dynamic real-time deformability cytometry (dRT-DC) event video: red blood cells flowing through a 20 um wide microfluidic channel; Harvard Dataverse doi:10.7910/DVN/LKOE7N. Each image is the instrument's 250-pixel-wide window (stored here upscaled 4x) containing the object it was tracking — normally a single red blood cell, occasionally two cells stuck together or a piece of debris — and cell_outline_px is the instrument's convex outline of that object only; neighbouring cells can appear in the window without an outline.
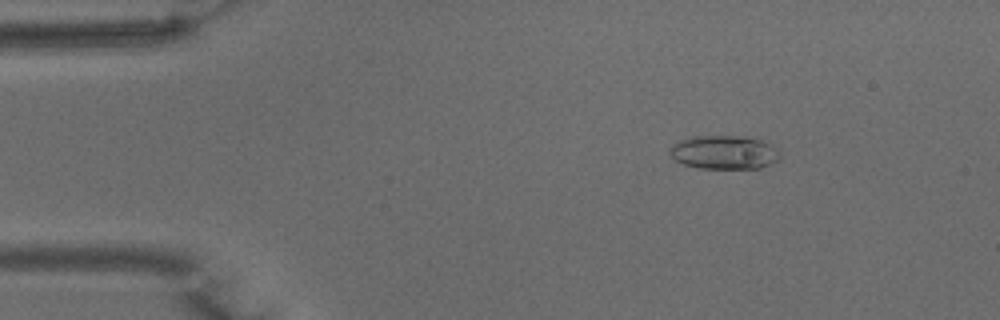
{"species": "common noctule bat (a hibernating species)", "species_latin": "Nyctalus noctula", "temperature_condition": "warm", "stored_images_in_passage": 51, "camera_frame_rate_fps": 3000, "um_per_image_px": 0.085, "animal": {"sex": "male", "body_mass_g": 15.6}, "frame": {"image": 1, "passage_image": 8, "time_ms": 2.333, "image_size_px": [1000, 320], "cell_outline_px": [[780, 156], [776, 160], [760, 168], [700, 168], [684, 164], [676, 160], [668, 152], [668, 148], [672, 144], [680, 140], [696, 136], [736, 136], [760, 140], [772, 144], [780, 152]], "centroid_in_image_um": [61.52, 12.94], "position_along_channel_um": 23.5, "area_um2": 21.44}}
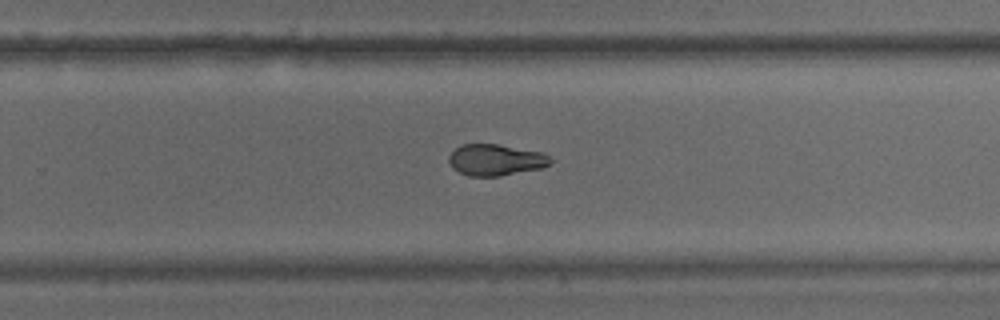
{"frame": {"image": 2, "passage_image": 33, "time_ms": 10.667, "image_size_px": [1000, 320], "cell_outline_px": [[552, 160], [544, 168], [500, 176], [468, 176], [452, 168], [448, 160], [448, 156], [460, 144], [496, 144], [544, 152]], "centroid_in_image_um": [42.13, 13.59], "position_along_channel_um": 287.7, "area_um2": 18.67}}
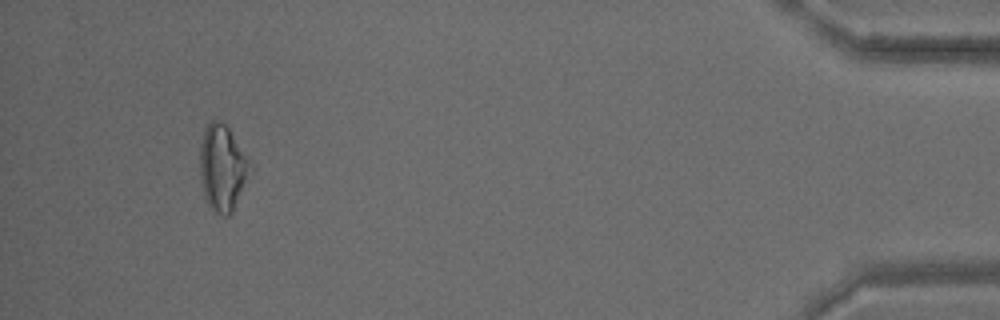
{"frame": {"image": 3, "passage_image": 48, "time_ms": 15.667, "image_size_px": [1000, 320], "cell_outline_px": [[248, 160], [244, 176], [232, 212], [228, 216], [224, 216], [208, 208], [204, 196], [200, 180], [200, 144], [204, 128], [212, 120], [220, 120], [228, 128], [248, 156]], "centroid_in_image_um": [18.8, 14.23], "position_along_channel_um": 416.4, "area_um2": 24.16}, "authors_computed_cell_mechanics": {"area_um2": 19.8254, "velocity_mm_per_s": 3.992, "shape_relaxation_time_tau1_ms": 10.1093, "shape_relaxation_time_tau2_ms": 2.7726, "deformation_change_tau1": 0.2648, "deformation_change_tau2": 0.0896}}